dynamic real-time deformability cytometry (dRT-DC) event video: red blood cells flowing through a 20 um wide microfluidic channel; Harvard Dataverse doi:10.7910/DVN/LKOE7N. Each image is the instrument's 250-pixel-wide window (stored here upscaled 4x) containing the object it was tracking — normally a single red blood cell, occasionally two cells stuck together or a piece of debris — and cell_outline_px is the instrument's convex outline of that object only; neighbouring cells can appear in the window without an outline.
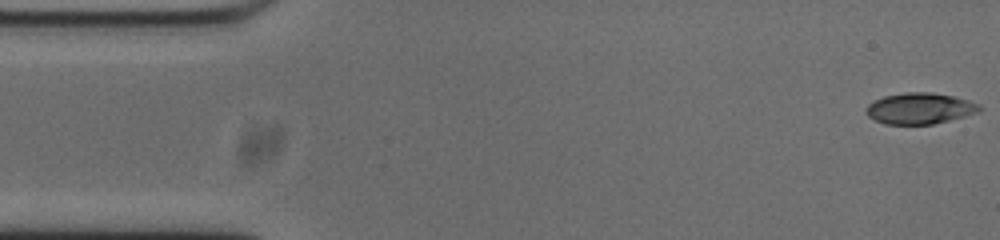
{"species": "common noctule bat (a hibernating species)", "species_latin": "Nyctalus noctula", "temperature_condition": "cold", "stored_images_in_passage": 53, "camera_frame_rate_fps": 3000, "um_per_image_px": 0.085, "animal": {"sex": "male", "body_mass_g": 20.0, "forearm_length_mm": 53.3}, "frame": {"image": 1, "passage_image": 1, "time_ms": 0.0, "image_size_px": [1000, 240], "cell_outline_px": [[980, 112], [932, 124], [884, 124], [868, 116], [864, 108], [872, 100], [884, 96], [904, 92], [928, 92], [952, 96], [968, 100], [980, 104]], "centroid_in_image_um": [78.14, 9.21], "position_along_channel_um": 6.9, "area_um2": 20.52}}
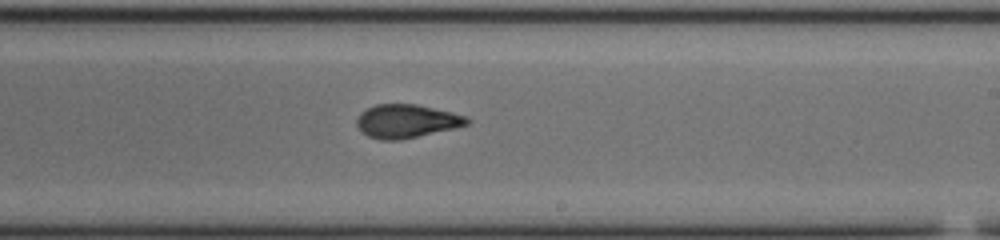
{"frame": {"image": 2, "passage_image": 30, "time_ms": 9.667, "image_size_px": [1000, 240], "cell_outline_px": [[472, 120], [468, 124], [456, 128], [400, 140], [380, 140], [368, 136], [356, 124], [356, 120], [360, 112], [376, 104], [416, 104], [452, 112], [464, 116]], "centroid_in_image_um": [34.56, 10.3], "position_along_channel_um": 254.4, "area_um2": 21.44}}
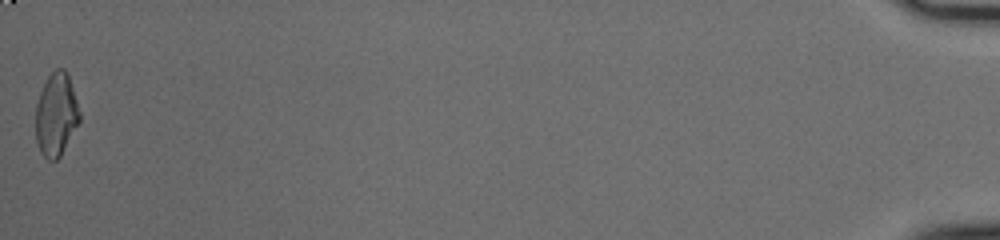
{"frame": {"image": 3, "passage_image": 53, "time_ms": 17.333, "image_size_px": [1000, 240], "cell_outline_px": [[80, 120], [60, 156], [56, 160], [48, 160], [40, 152], [36, 140], [36, 104], [40, 92], [48, 76], [56, 68], [64, 68], [68, 72], [80, 112]], "centroid_in_image_um": [4.77, 9.72], "position_along_channel_um": 430.4, "area_um2": 21.21}, "authors_computed_cell_mechanics": {"area_um2": 21.386, "velocity_mm_per_s": 3.7526, "shape_relaxation_time_tau1_ms": 7.3168, "shape_relaxation_time_tau2_ms": 1.7527, "deformation_change_tau1": 0.2348, "deformation_change_tau2": 0.0624}}